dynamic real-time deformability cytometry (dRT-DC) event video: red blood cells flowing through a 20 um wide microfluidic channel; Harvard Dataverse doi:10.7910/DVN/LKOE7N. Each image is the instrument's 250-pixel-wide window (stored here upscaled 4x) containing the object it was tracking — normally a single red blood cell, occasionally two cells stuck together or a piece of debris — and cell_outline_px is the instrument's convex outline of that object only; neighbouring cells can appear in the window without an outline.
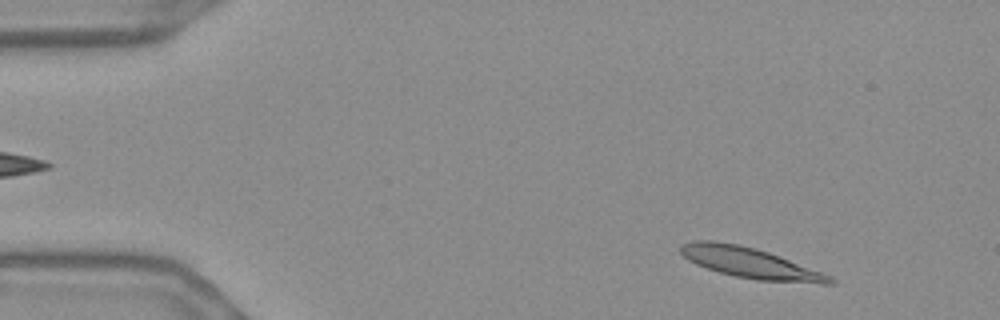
{"species": "Egyptian fruit bat (a non-hibernating species)", "species_latin": "Rousettus aegyptiacus", "temperature_condition": "warm", "stored_images_in_passage": 53, "camera_frame_rate_fps": 3000, "um_per_image_px": 0.085, "frame": {"image": 1, "passage_image": 4, "time_ms": 1.0, "image_size_px": [1000, 320], "cell_outline_px": [[836, 284], [824, 284], [756, 280], [736, 276], [720, 272], [696, 264], [688, 260], [680, 252], [680, 244], [692, 240], [716, 240], [740, 244], [756, 248], [768, 252], [832, 276], [836, 280]], "centroid_in_image_um": [63.75, 22.33], "position_along_channel_um": 21.2, "area_um2": 26.65}}
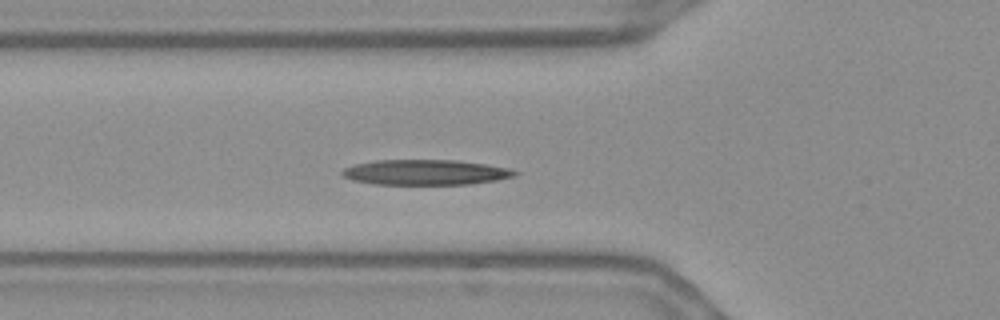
{"frame": {"image": 2, "passage_image": 17, "time_ms": 5.333, "image_size_px": [1000, 320], "cell_outline_px": [[520, 172], [516, 176], [496, 180], [468, 184], [376, 184], [352, 180], [344, 176], [340, 172], [344, 168], [356, 164], [376, 160], [456, 160], [484, 164], [508, 168]], "centroid_in_image_um": [36.18, 14.64], "position_along_channel_um": 89.6, "area_um2": 25.26}}
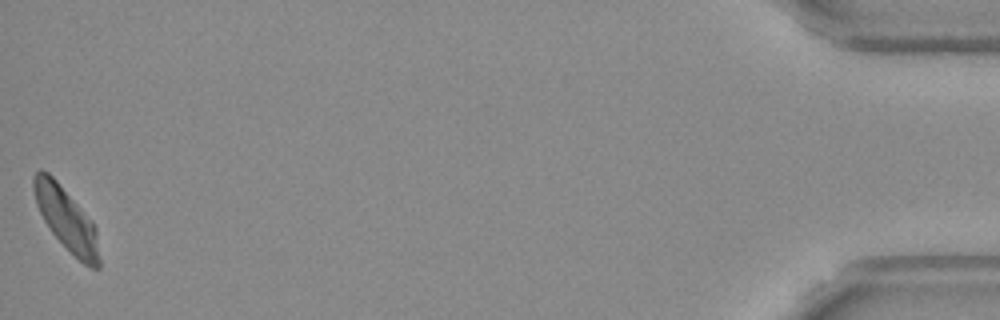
{"frame": {"image": 3, "passage_image": 53, "time_ms": 17.333, "image_size_px": [1000, 320], "cell_outline_px": [[100, 268], [92, 268], [84, 264], [52, 232], [44, 220], [36, 204], [32, 188], [32, 176], [40, 168], [48, 172], [56, 180], [96, 228], [100, 260]], "centroid_in_image_um": [5.61, 18.6], "position_along_channel_um": 429.6, "area_um2": 23.24}, "authors_computed_cell_mechanics": {"area_um2": 24.6806, "velocity_mm_per_s": 3.6315, "shape_relaxation_time_tau1_ms": null, "shape_relaxation_time_tau2_ms": 10.6994, "deformation_change_tau1": null, "deformation_change_tau2": 0.2143}}